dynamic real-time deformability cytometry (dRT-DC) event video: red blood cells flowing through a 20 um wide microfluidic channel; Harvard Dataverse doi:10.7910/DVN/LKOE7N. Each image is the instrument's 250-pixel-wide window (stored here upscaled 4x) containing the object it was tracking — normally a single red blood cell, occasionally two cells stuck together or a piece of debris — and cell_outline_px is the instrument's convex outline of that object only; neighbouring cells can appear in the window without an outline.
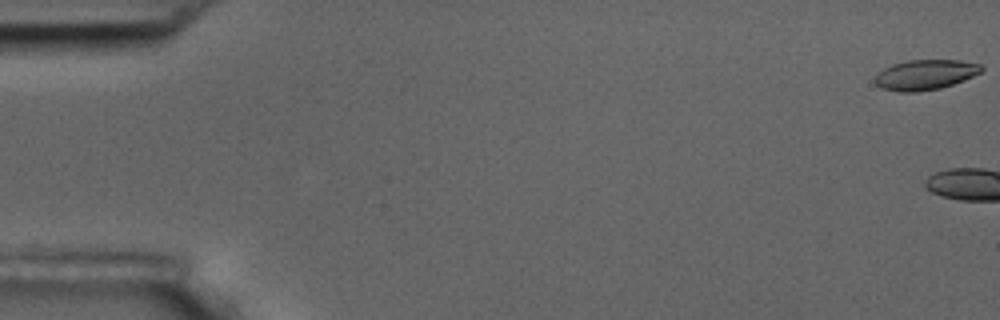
{"species": "common noctule bat (a hibernating species)", "species_latin": "Nyctalus noctula", "temperature_condition": "room temperature", "stored_images_in_passage": 9, "camera_frame_rate_fps": 3000, "um_per_image_px": 0.085, "animal": {"sex": "male", "body_mass_g": 17.5, "forearm_length_mm": 52.3}, "frame": {"image": 1, "passage_image": 1, "time_ms": 0.0, "image_size_px": [1000, 320], "cell_outline_px": [[984, 68], [980, 72], [964, 80], [940, 88], [916, 92], [900, 92], [884, 88], [876, 84], [876, 76], [884, 68], [892, 64], [908, 60], [960, 60], [980, 64]], "centroid_in_image_um": [78.67, 6.34], "position_along_channel_um": 6.3, "area_um2": 18.44}}
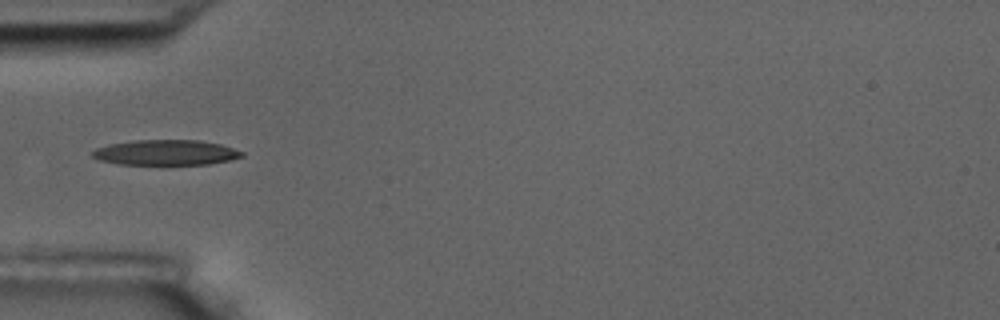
{"frame": {"image": 2, "passage_image": 7, "time_ms": 7.0, "image_size_px": [1000, 320], "cell_outline_px": [[244, 156], [232, 160], [208, 164], [120, 164], [100, 160], [92, 156], [92, 152], [96, 148], [108, 144], [136, 140], [200, 140], [220, 144], [244, 152]], "centroid_in_image_um": [14.12, 12.96], "position_along_channel_um": 70.9, "area_um2": 21.96}}